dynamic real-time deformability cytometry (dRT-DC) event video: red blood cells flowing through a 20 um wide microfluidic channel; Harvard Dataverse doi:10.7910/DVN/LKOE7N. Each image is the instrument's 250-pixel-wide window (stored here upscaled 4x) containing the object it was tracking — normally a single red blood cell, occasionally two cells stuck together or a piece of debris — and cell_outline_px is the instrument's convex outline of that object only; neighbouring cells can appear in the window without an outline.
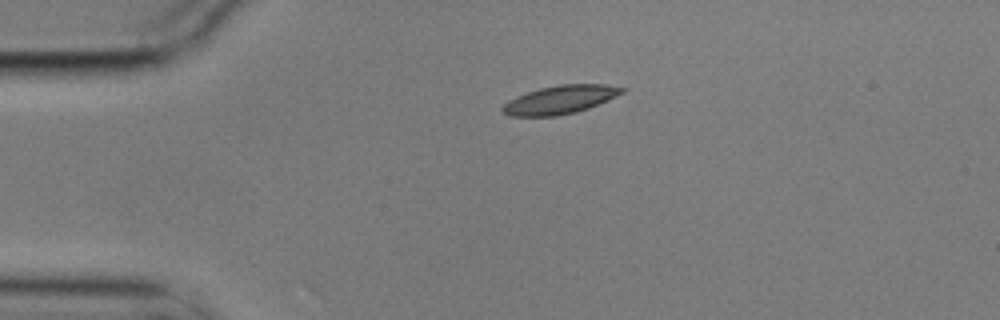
{"species": "common noctule bat (a hibernating species)", "species_latin": "Nyctalus noctula", "temperature_condition": "cold", "stored_images_in_passage": 2, "camera_frame_rate_fps": 3000, "um_per_image_px": 0.085, "animal": {"sex": "male", "body_mass_g": 17.9}, "frame": {"image": 1, "passage_image": 1, "time_ms": 0.0, "image_size_px": [1000, 320], "cell_outline_px": [[628, 88], [624, 92], [608, 100], [588, 108], [576, 112], [556, 116], [508, 116], [500, 108], [508, 100], [516, 96], [540, 88], [560, 84], [608, 84]], "centroid_in_image_um": [47.63, 8.47], "position_along_channel_um": 37.4, "area_um2": 19.83}}